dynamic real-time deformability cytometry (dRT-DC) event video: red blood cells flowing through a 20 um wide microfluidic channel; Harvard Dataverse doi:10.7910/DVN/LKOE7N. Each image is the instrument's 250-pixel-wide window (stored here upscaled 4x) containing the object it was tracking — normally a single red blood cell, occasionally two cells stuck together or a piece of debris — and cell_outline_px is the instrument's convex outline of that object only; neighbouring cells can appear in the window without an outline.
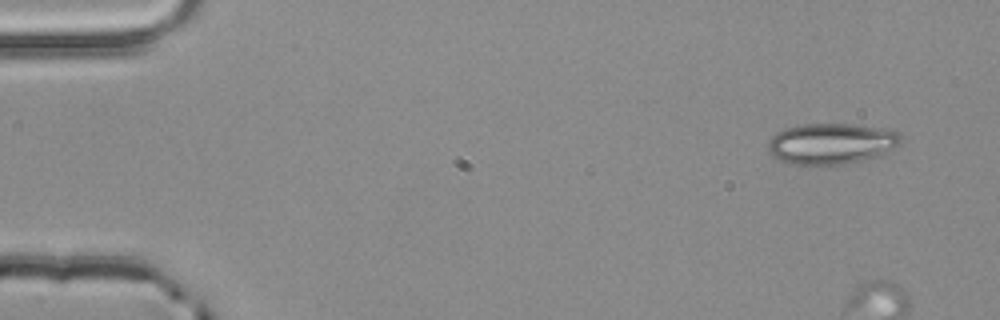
{"species": "common noctule bat (a hibernating species)", "species_latin": "Nyctalus noctula", "temperature_condition": "room temperature", "stored_images_in_passage": 5, "segment_of_instrument_passage": [1, 2], "camera_frame_rate_fps": 3000, "um_per_image_px": 0.085, "animal": {"sex": "male", "body_mass_g": 20.4}, "frame": {"image": 1, "passage_image": 1, "time_ms": 0.0, "image_size_px": [1000, 320], "cell_outline_px": [[900, 144], [896, 148], [884, 156], [844, 164], [788, 164], [780, 160], [768, 148], [768, 140], [776, 132], [784, 128], [800, 124], [852, 124], [888, 128], [900, 132]], "centroid_in_image_um": [70.74, 12.2], "position_along_channel_um": 14.3, "area_um2": 32.14}}